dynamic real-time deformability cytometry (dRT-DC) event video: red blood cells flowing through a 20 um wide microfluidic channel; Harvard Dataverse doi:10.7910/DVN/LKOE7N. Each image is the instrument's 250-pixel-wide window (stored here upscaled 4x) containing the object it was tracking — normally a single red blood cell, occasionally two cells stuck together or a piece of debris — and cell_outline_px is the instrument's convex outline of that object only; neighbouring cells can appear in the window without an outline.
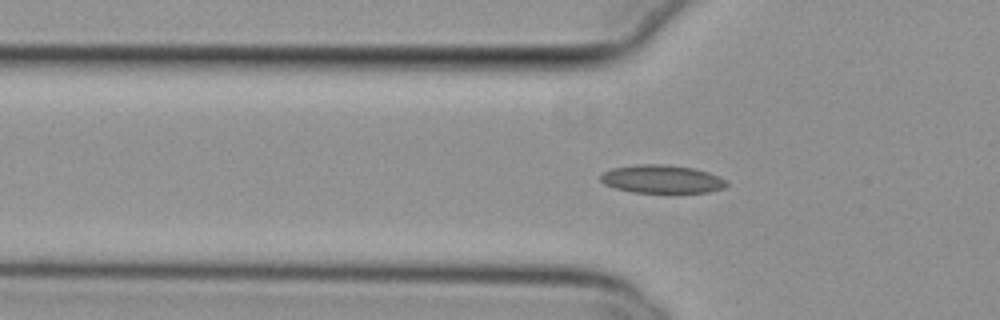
{"species": "common noctule bat (a hibernating species)", "species_latin": "Nyctalus noctula", "temperature_condition": "cold", "stored_images_in_passage": 55, "segment_of_instrument_passage": [1, 2], "camera_frame_rate_fps": 3000, "um_per_image_px": 0.085, "animal": {"sex": "female", "body_mass_g": 29.2, "forearm_length_mm": 56.3}, "frame": {"image": 1, "passage_image": 18, "time_ms": 5.667, "image_size_px": [1000, 320], "cell_outline_px": [[728, 184], [724, 188], [708, 192], [676, 196], [672, 196], [632, 192], [616, 188], [604, 184], [600, 180], [600, 176], [604, 172], [612, 168], [636, 164], [668, 164], [692, 168], [708, 172], [728, 180]], "centroid_in_image_um": [56.31, 15.28], "position_along_channel_um": 69.5, "area_um2": 21.85}}
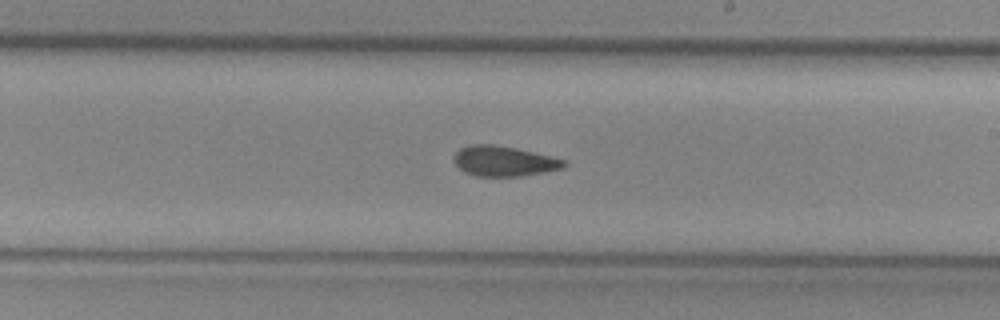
{"frame": {"image": 2, "passage_image": 32, "time_ms": 10.333, "image_size_px": [1000, 320], "cell_outline_px": [[568, 164], [564, 168], [544, 172], [520, 176], [476, 176], [464, 172], [452, 160], [452, 156], [460, 148], [472, 144], [492, 144], [516, 148], [552, 156], [564, 160]], "centroid_in_image_um": [42.82, 13.69], "position_along_channel_um": 246.2, "area_um2": 19.48}}
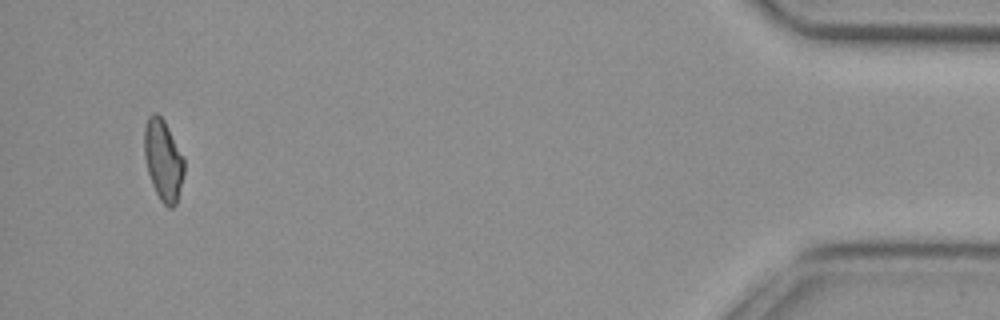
{"frame": {"image": 3, "passage_image": 52, "time_ms": 17.0, "image_size_px": [1000, 320], "cell_outline_px": [[184, 172], [176, 204], [172, 208], [168, 208], [160, 200], [152, 184], [148, 172], [144, 156], [144, 128], [148, 116], [152, 112], [156, 112], [164, 120], [184, 160]], "centroid_in_image_um": [13.85, 13.61], "position_along_channel_um": 421.4, "area_um2": 18.61}}